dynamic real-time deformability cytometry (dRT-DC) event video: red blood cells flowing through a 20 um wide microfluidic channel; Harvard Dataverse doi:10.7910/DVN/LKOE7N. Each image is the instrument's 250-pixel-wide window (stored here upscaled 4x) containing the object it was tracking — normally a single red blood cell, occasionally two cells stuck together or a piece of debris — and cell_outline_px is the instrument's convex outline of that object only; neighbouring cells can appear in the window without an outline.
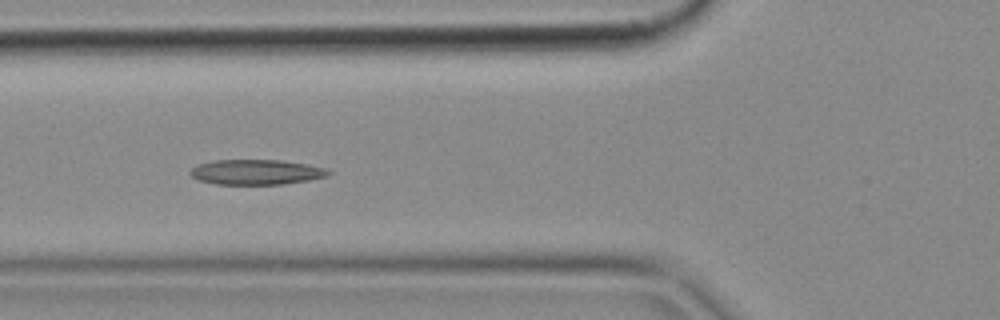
{"species": "common noctule bat (a hibernating species)", "species_latin": "Nyctalus noctula", "temperature_condition": "cold", "stored_images_in_passage": 5, "camera_frame_rate_fps": 3000, "um_per_image_px": 0.085, "animal": {"sex": "female", "body_mass_g": 18.4}, "frame": {"image": 1, "passage_image": 4, "time_ms": 1.0, "image_size_px": [1000, 320], "cell_outline_px": [[332, 172], [328, 176], [308, 180], [280, 184], [216, 184], [200, 180], [192, 176], [188, 172], [196, 164], [212, 160], [284, 160], [324, 168]], "centroid_in_image_um": [21.74, 14.62], "position_along_channel_um": 104.1, "area_um2": 20.11}}
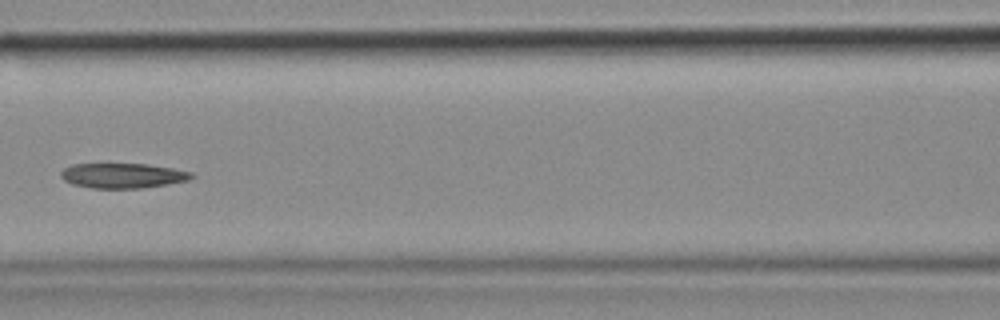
{"frame": {"image": 2, "passage_image": 5, "time_ms": 1.333, "image_size_px": [1000, 320], "cell_outline_px": [[196, 176], [188, 180], [168, 184], [140, 188], [92, 188], [72, 184], [64, 180], [60, 176], [60, 172], [64, 168], [72, 164], [148, 164], [172, 168], [192, 172]], "centroid_in_image_um": [10.43, 14.92], "position_along_channel_um": 156.2, "area_um2": 19.02}}